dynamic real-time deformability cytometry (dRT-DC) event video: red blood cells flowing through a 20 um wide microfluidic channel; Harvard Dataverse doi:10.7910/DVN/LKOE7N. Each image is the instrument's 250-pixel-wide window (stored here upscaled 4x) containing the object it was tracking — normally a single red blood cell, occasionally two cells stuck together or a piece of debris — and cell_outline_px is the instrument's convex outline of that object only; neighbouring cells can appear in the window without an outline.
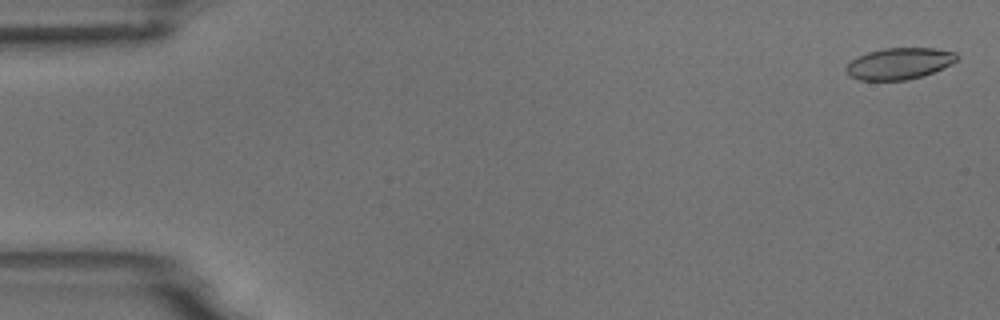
{"species": "common noctule bat (a hibernating species)", "species_latin": "Nyctalus noctula", "temperature_condition": "room temperature", "stored_images_in_passage": 55, "camera_frame_rate_fps": 3000, "um_per_image_px": 0.085, "animal": {"sex": "male", "body_mass_g": 18.8}, "frame": {"image": 1, "passage_image": 2, "time_ms": 0.333, "image_size_px": [1000, 320], "cell_outline_px": [[956, 60], [952, 64], [924, 76], [908, 80], [856, 80], [848, 76], [844, 68], [852, 60], [868, 52], [884, 48], [936, 48], [956, 52]], "centroid_in_image_um": [76.42, 5.41], "position_along_channel_um": 8.6, "area_um2": 20.4}}
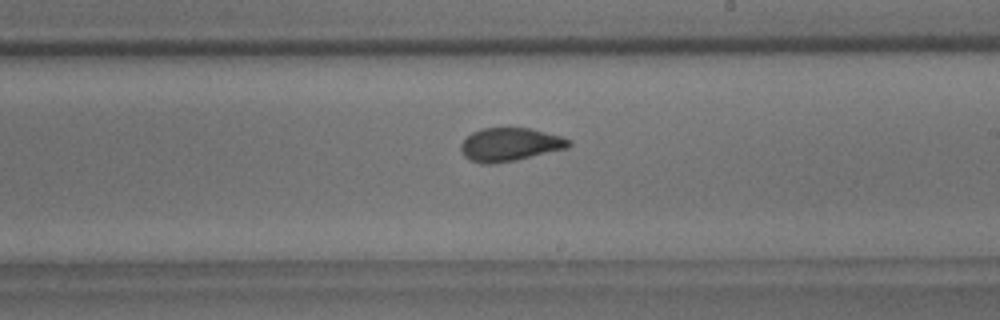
{"frame": {"image": 2, "passage_image": 32, "time_ms": 10.333, "image_size_px": [1000, 320], "cell_outline_px": [[572, 144], [568, 148], [516, 160], [496, 164], [480, 164], [464, 156], [460, 148], [460, 144], [472, 132], [484, 128], [532, 128], [560, 136], [572, 140]], "centroid_in_image_um": [43.36, 12.29], "position_along_channel_um": 245.6, "area_um2": 21.04}}
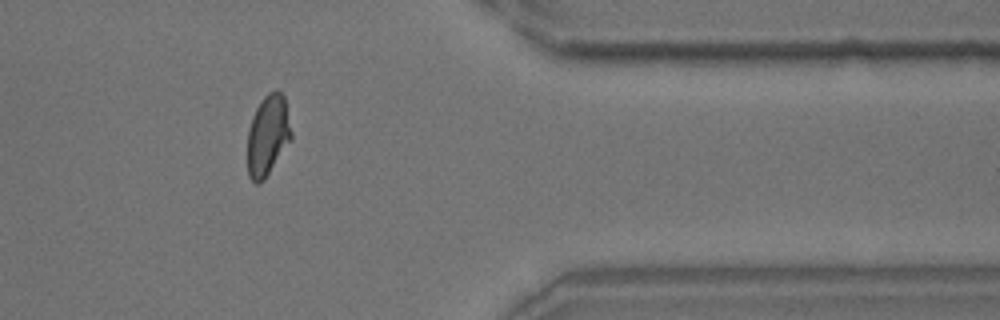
{"frame": {"image": 3, "passage_image": 45, "time_ms": 14.667, "image_size_px": [1000, 320], "cell_outline_px": [[292, 140], [264, 180], [260, 184], [256, 184], [248, 176], [248, 128], [252, 116], [256, 108], [264, 96], [268, 92], [276, 88], [284, 96], [292, 132]], "centroid_in_image_um": [22.77, 11.51], "position_along_channel_um": 388.6, "area_um2": 20.87}, "authors_computed_cell_mechanics": {"area_um2": 21.0392, "velocity_mm_per_s": 3.7263, "shape_relaxation_time_tau1_ms": 5.4145, "shape_relaxation_time_tau2_ms": 1.218, "deformation_change_tau1": 0.1549, "deformation_change_tau2": 0.0629}}